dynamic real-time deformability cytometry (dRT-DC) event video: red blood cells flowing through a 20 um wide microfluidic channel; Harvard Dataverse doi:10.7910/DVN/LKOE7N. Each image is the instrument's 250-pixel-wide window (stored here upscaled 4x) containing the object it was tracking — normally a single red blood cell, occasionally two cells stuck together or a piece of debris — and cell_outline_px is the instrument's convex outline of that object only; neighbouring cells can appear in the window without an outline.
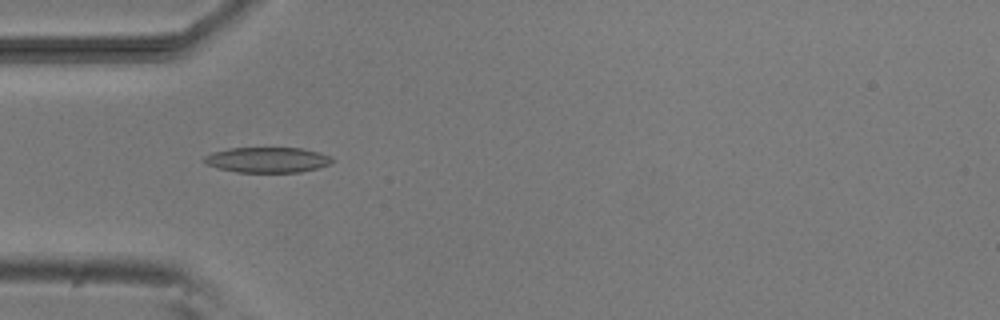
{"species": "common noctule bat (a hibernating species)", "species_latin": "Nyctalus noctula", "temperature_condition": "room temperature", "stored_images_in_passage": 7, "camera_frame_rate_fps": 3000, "um_per_image_px": 0.085, "animal": {"sex": "male", "body_mass_g": 20.5, "forearm_length_mm": 52.5}, "frame": {"image": 1, "passage_image": 3, "time_ms": 2.0, "image_size_px": [1000, 320], "cell_outline_px": [[336, 160], [328, 164], [316, 168], [300, 172], [236, 172], [216, 168], [208, 164], [204, 160], [204, 156], [212, 152], [228, 148], [300, 148], [320, 152]], "centroid_in_image_um": [22.71, 13.58], "position_along_channel_um": 62.3, "area_um2": 18.84}}
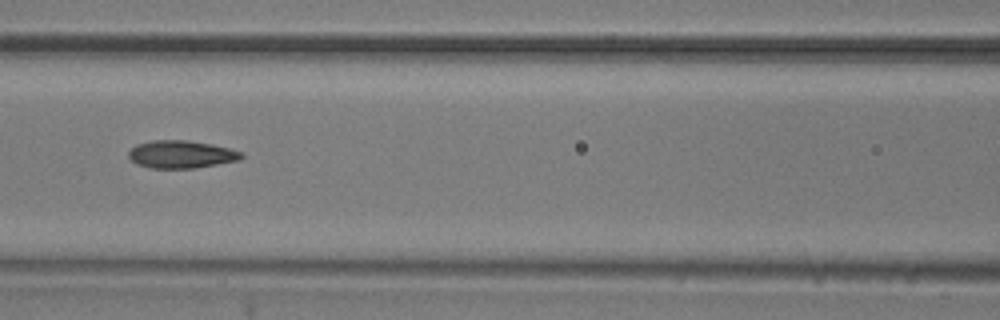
{"frame": {"image": 2, "passage_image": 5, "time_ms": 4.333, "image_size_px": [1000, 320], "cell_outline_px": [[244, 156], [240, 160], [196, 168], [152, 168], [136, 164], [128, 156], [128, 152], [136, 144], [152, 140], [188, 140], [212, 144], [244, 152]], "centroid_in_image_um": [15.42, 13.11], "position_along_channel_um": 151.2, "area_um2": 18.32}}
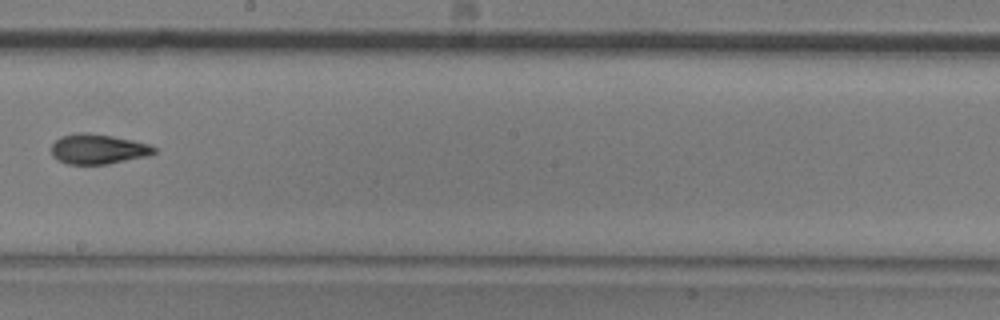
{"frame": {"image": 3, "passage_image": 7, "time_ms": 6.667, "image_size_px": [1000, 320], "cell_outline_px": [[156, 152], [148, 156], [108, 164], [68, 164], [56, 160], [52, 156], [52, 144], [60, 136], [80, 132], [88, 132], [112, 136], [132, 140], [148, 144], [156, 148]], "centroid_in_image_um": [8.31, 12.67], "position_along_channel_um": 239.9, "area_um2": 18.03}}